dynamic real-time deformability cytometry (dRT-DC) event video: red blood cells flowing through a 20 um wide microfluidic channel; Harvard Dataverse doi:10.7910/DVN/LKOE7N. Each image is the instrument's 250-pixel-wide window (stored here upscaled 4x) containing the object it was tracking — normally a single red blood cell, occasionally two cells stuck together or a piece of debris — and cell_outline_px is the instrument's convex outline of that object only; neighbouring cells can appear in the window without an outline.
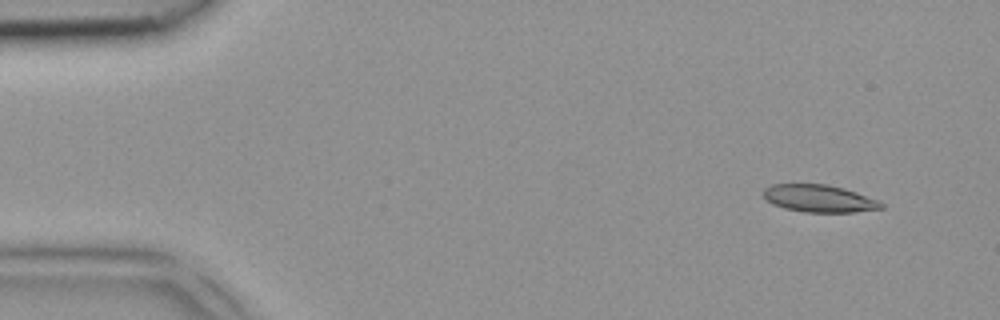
{"species": "common noctule bat (a hibernating species)", "species_latin": "Nyctalus noctula", "temperature_condition": "room temperature", "stored_images_in_passage": 5, "camera_frame_rate_fps": 3000, "um_per_image_px": 0.085, "animal": {"sex": "female", "body_mass_g": 18.4}, "frame": {"image": 1, "passage_image": 2, "time_ms": 0.333, "image_size_px": [1000, 320], "cell_outline_px": [[884, 208], [856, 212], [804, 212], [784, 208], [772, 204], [764, 200], [764, 188], [772, 184], [828, 184], [844, 188], [880, 200], [884, 204]], "centroid_in_image_um": [69.64, 16.87], "position_along_channel_um": 15.4, "area_um2": 19.02}}